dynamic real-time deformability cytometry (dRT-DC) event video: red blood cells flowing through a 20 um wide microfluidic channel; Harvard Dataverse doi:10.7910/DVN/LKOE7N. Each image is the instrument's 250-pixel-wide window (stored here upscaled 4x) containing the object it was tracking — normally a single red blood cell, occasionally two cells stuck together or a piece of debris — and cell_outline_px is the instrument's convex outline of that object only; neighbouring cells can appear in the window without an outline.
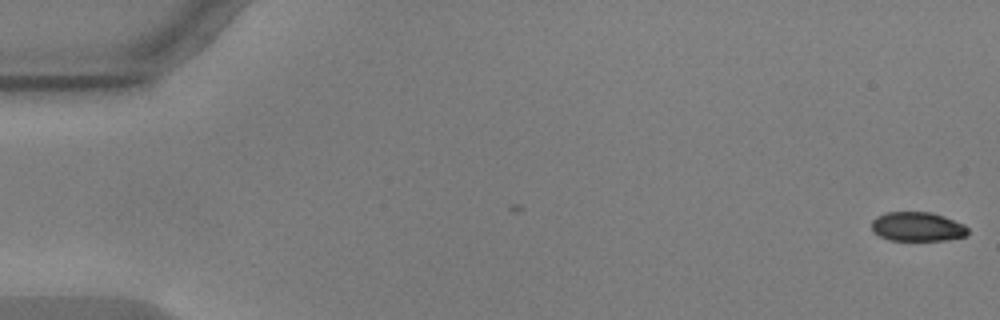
{"species": "common noctule bat (a hibernating species)", "species_latin": "Nyctalus noctula", "temperature_condition": "warm", "stored_images_in_passage": 56, "camera_frame_rate_fps": 3000, "um_per_image_px": 0.085, "animal": {"sex": "male", "body_mass_g": 17.9, "forearm_length_mm": 54.2}, "frame": {"image": 1, "passage_image": 1, "time_ms": 0.0, "image_size_px": [1000, 320], "cell_outline_px": [[968, 232], [964, 236], [944, 240], [888, 240], [872, 232], [872, 220], [876, 216], [884, 212], [932, 212], [944, 216], [964, 224], [968, 228]], "centroid_in_image_um": [77.94, 19.26], "position_along_channel_um": 7.1, "area_um2": 16.47}}
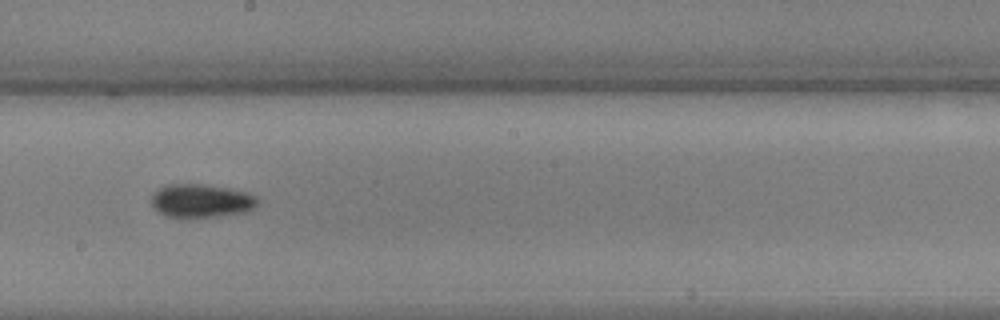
{"frame": {"image": 2, "passage_image": 32, "time_ms": 10.333, "image_size_px": [1000, 320], "cell_outline_px": [[260, 200], [252, 208], [244, 212], [220, 216], [164, 216], [156, 212], [152, 204], [152, 196], [160, 188], [168, 184], [200, 184], [228, 188], [248, 192], [256, 196]], "centroid_in_image_um": [17.11, 17.06], "position_along_channel_um": 231.1, "area_um2": 20.4}}
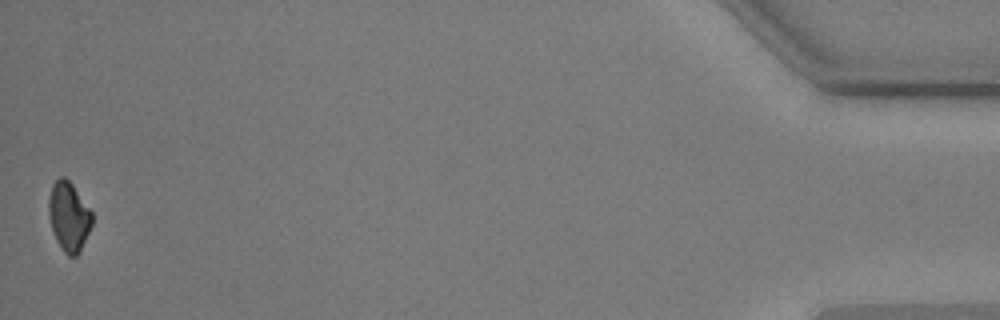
{"frame": {"image": 3, "passage_image": 56, "time_ms": 18.333, "image_size_px": [1000, 320], "cell_outline_px": [[92, 224], [80, 252], [76, 256], [68, 256], [60, 248], [56, 240], [48, 216], [48, 196], [52, 184], [60, 176], [64, 176], [72, 184], [92, 212]], "centroid_in_image_um": [5.83, 18.4], "position_along_channel_um": 429.4, "area_um2": 17.57}, "authors_computed_cell_mechanics": {"area_um2": 18.6694, "velocity_mm_per_s": 3.6001, "shape_relaxation_time_tau1_ms": 3.7607, "shape_relaxation_time_tau2_ms": null, "deformation_change_tau1": 0.0967, "deformation_change_tau2": null}}